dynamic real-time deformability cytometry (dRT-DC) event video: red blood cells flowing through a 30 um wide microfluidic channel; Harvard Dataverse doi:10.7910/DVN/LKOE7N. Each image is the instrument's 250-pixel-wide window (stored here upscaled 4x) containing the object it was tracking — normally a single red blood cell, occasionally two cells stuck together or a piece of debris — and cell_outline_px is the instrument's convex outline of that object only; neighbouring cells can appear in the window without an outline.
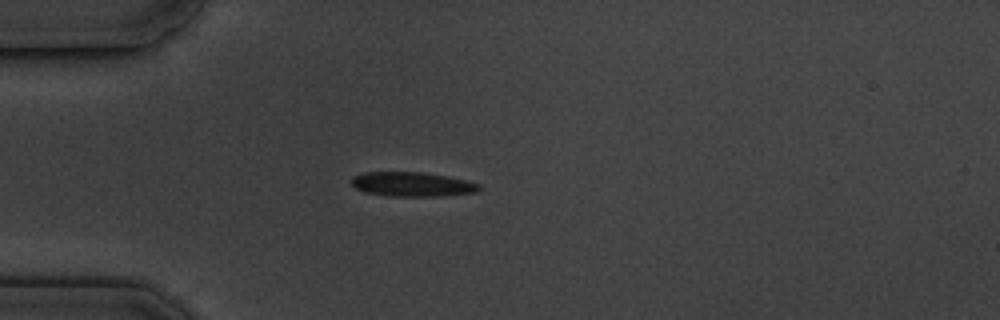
{"species": "common noctule bat (a hibernating species)", "species_latin": "Nyctalus noctula", "temperature_condition": "cold", "stored_images_in_passage": 8, "camera_frame_rate_fps": 3000, "um_per_image_px": 0.085, "animal": {"sex": "male", "body_mass_g": 19.5, "forearm_length_mm": 54.6}, "frame": {"image": 1, "passage_image": 5, "time_ms": 4.667, "image_size_px": [1000, 320], "cell_outline_px": [[480, 188], [476, 192], [444, 196], [388, 196], [364, 192], [356, 188], [352, 184], [352, 180], [356, 176], [364, 172], [420, 172], [448, 176], [480, 184]], "centroid_in_image_um": [35.05, 15.67], "position_along_channel_um": 50.0, "area_um2": 18.03}}